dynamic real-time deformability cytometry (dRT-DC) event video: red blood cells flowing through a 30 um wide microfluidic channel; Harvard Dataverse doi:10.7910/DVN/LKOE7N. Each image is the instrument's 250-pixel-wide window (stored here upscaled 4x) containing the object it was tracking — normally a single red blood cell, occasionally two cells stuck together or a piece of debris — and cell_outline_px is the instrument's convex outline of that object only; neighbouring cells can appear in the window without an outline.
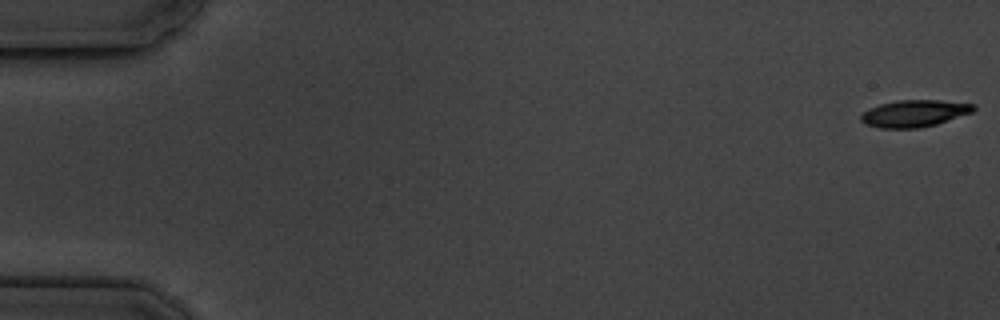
{"species": "common noctule bat (a hibernating species)", "species_latin": "Nyctalus noctula", "temperature_condition": "cold", "stored_images_in_passage": 6, "camera_frame_rate_fps": 3000, "um_per_image_px": 0.085, "animal": {"sex": "male", "body_mass_g": 19.5, "forearm_length_mm": 54.6}, "frame": {"image": 1, "passage_image": 1, "time_ms": 0.0, "image_size_px": [1000, 320], "cell_outline_px": [[976, 108], [972, 112], [936, 124], [920, 128], [880, 128], [868, 124], [860, 120], [860, 116], [868, 108], [880, 104], [900, 100], [940, 100], [976, 104]], "centroid_in_image_um": [77.73, 9.63], "position_along_channel_um": 7.3, "area_um2": 17.57}}
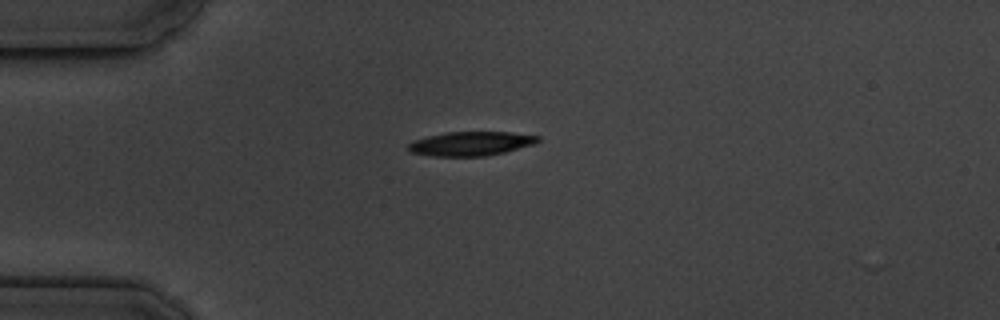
{"frame": {"image": 2, "passage_image": 5, "time_ms": 4.667, "image_size_px": [1000, 320], "cell_outline_px": [[540, 140], [532, 144], [504, 152], [484, 156], [432, 156], [408, 152], [408, 144], [412, 140], [428, 136], [448, 132], [512, 132], [540, 136]], "centroid_in_image_um": [39.98, 12.2], "position_along_channel_um": 45.0, "area_um2": 18.15}}